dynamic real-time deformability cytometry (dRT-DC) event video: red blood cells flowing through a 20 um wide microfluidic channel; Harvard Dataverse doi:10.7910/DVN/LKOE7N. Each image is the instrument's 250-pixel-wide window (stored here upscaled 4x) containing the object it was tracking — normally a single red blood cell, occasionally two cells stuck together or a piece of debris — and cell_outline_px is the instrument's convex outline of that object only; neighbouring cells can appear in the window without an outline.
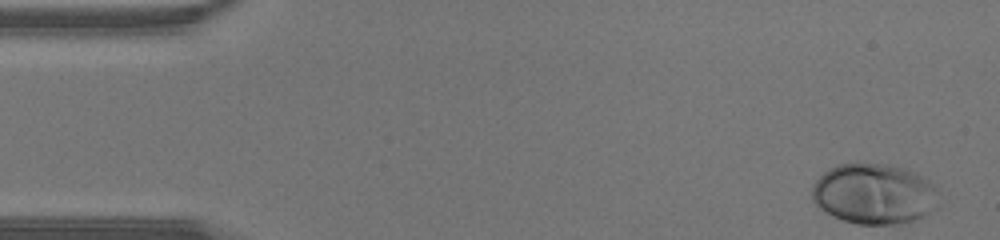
{"species": "human", "species_latin": "Homo sapiens", "temperature_condition": "warm", "stored_images_in_passage": 40, "camera_frame_rate_fps": 3000, "um_per_image_px": 0.085, "donor": {"sex": "male"}, "frame": {"image": 1, "passage_image": 1, "time_ms": 0.0, "image_size_px": [1000, 240], "cell_outline_px": [[940, 204], [936, 208], [916, 220], [900, 224], [856, 224], [832, 216], [824, 212], [812, 200], [812, 184], [828, 168], [836, 164], [856, 160], [888, 164], [908, 168], [932, 184], [936, 188]], "centroid_in_image_um": [74.28, 16.44], "position_along_channel_um": 10.7, "area_um2": 45.78}}
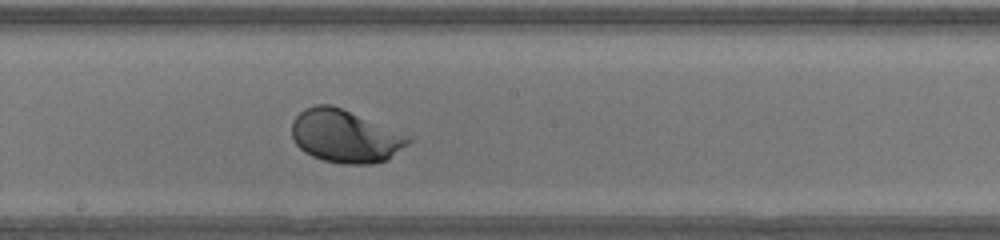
{"frame": {"image": 2, "passage_image": 23, "time_ms": 7.333, "image_size_px": [1000, 240], "cell_outline_px": [[412, 140], [408, 144], [388, 160], [372, 164], [344, 164], [324, 160], [312, 156], [304, 152], [296, 144], [292, 136], [292, 120], [304, 108], [316, 104], [332, 104], [412, 136]], "centroid_in_image_um": [29.35, 11.57], "position_along_channel_um": 218.8, "area_um2": 36.13}}
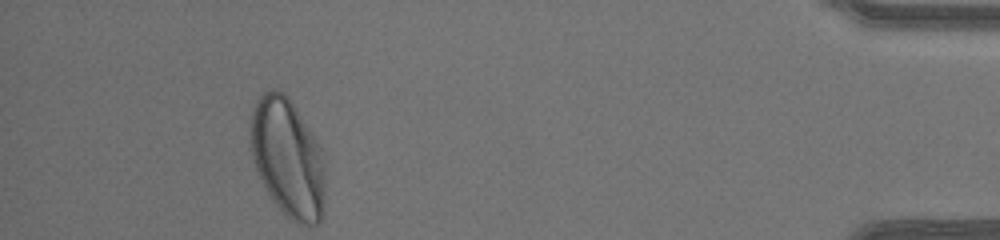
{"frame": {"image": 3, "passage_image": 40, "time_ms": 13.0, "image_size_px": [1000, 240], "cell_outline_px": [[324, 212], [320, 224], [296, 224], [276, 204], [264, 188], [256, 172], [252, 160], [248, 120], [256, 100], [268, 88], [276, 88], [284, 92], [288, 96], [316, 140], [320, 148], [324, 164]], "centroid_in_image_um": [24.41, 13.4], "position_along_channel_um": 410.8, "area_um2": 52.25}}